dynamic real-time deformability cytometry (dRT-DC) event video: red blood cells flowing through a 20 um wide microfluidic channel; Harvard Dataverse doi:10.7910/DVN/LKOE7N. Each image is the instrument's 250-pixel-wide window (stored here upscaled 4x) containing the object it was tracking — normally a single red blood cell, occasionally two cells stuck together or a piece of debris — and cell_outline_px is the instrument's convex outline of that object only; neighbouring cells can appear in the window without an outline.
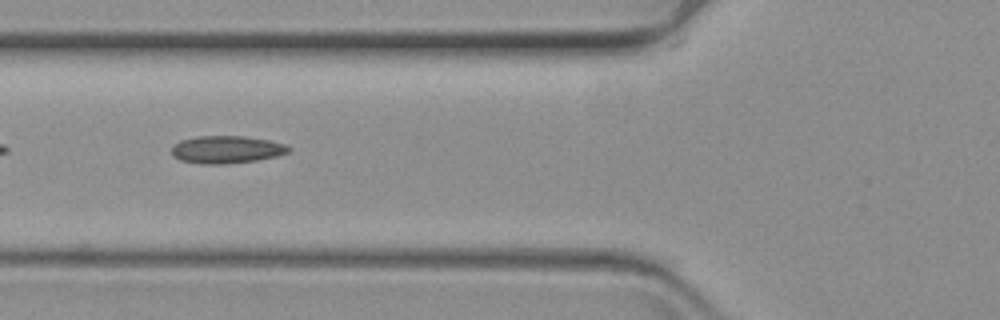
{"species": "common noctule bat (a hibernating species)", "species_latin": "Nyctalus noctula", "temperature_condition": "warm", "stored_images_in_passage": 44, "camera_frame_rate_fps": 3000, "um_per_image_px": 0.085, "animal": {"sex": "female", "body_mass_g": 19.3, "forearm_length_mm": 54.1}, "frame": {"image": 1, "passage_image": 6, "time_ms": 1.667, "image_size_px": [1000, 320], "cell_outline_px": [[292, 148], [288, 152], [276, 156], [256, 160], [224, 164], [200, 164], [180, 160], [172, 156], [172, 148], [180, 140], [196, 136], [244, 136], [268, 140], [284, 144]], "centroid_in_image_um": [19.23, 12.71], "position_along_channel_um": 106.6, "area_um2": 18.73}}
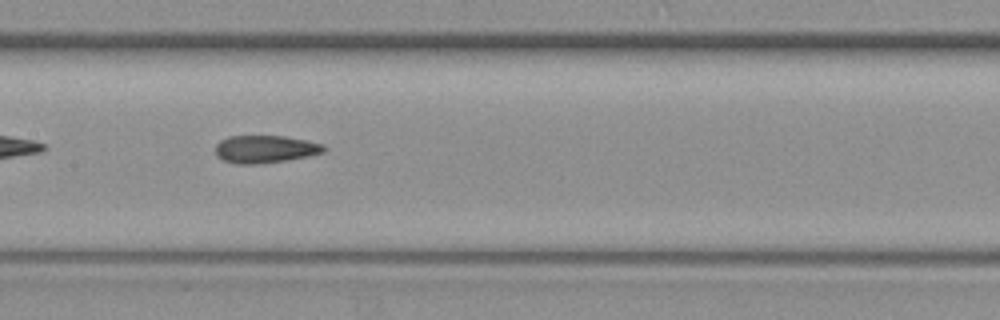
{"frame": {"image": 2, "passage_image": 13, "time_ms": 4.0, "image_size_px": [1000, 320], "cell_outline_px": [[324, 152], [308, 156], [288, 160], [256, 164], [236, 164], [224, 160], [216, 156], [216, 144], [220, 140], [228, 136], [284, 136], [308, 140], [324, 144]], "centroid_in_image_um": [22.53, 12.67], "position_along_channel_um": 184.9, "area_um2": 17.51}}
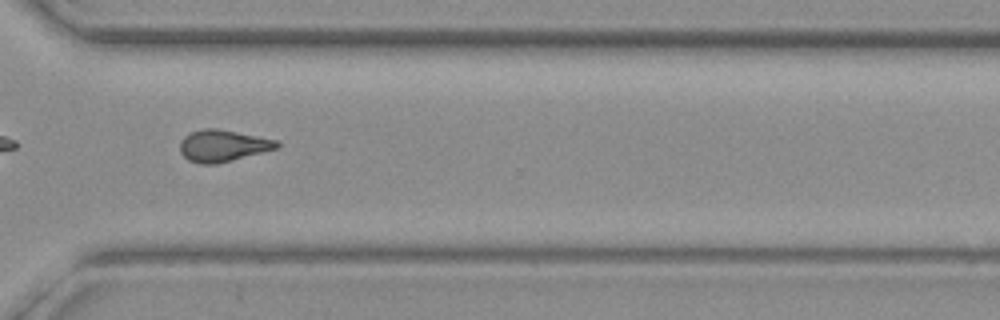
{"frame": {"image": 3, "passage_image": 28, "time_ms": 9.0, "image_size_px": [1000, 320], "cell_outline_px": [[280, 148], [216, 164], [200, 164], [188, 160], [180, 152], [180, 144], [184, 136], [192, 132], [204, 128], [216, 128], [280, 140]], "centroid_in_image_um": [18.98, 12.39], "position_along_channel_um": 351.6, "area_um2": 18.03}}